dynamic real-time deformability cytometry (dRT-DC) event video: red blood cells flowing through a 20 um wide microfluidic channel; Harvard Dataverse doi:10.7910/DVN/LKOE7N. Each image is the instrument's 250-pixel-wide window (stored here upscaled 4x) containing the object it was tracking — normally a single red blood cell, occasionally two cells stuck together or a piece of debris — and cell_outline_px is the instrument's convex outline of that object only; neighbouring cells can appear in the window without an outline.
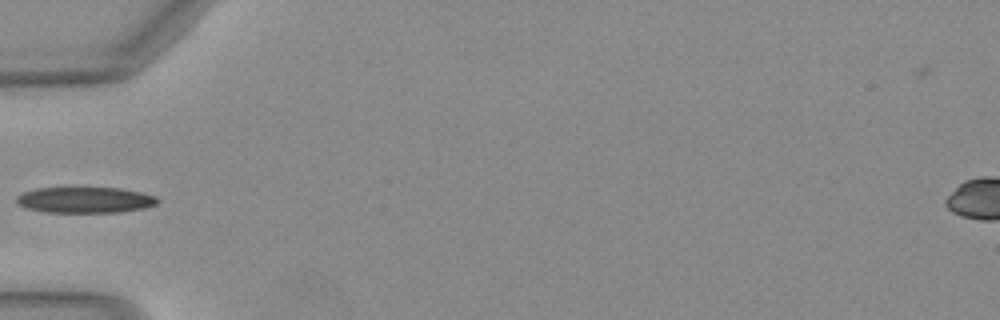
{"species": "Egyptian fruit bat (a non-hibernating species)", "species_latin": "Rousettus aegyptiacus", "temperature_condition": "warm", "stored_images_in_passage": 33, "camera_frame_rate_fps": 3000, "um_per_image_px": 0.085, "animal": {"sex": "female"}, "frame": {"image": 1, "passage_image": 1, "time_ms": 0.0, "image_size_px": [1000, 320], "cell_outline_px": [[160, 200], [156, 204], [144, 208], [120, 212], [44, 212], [24, 208], [16, 204], [16, 196], [24, 192], [36, 188], [76, 184], [120, 188], [140, 192], [156, 196]], "centroid_in_image_um": [7.17, 16.94], "position_along_channel_um": 77.8, "area_um2": 22.6}}
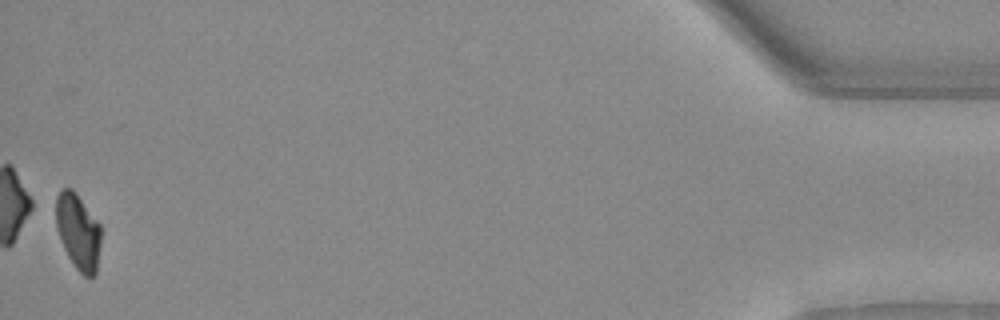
{"frame": {"image": 2, "passage_image": 33, "time_ms": 10.667, "image_size_px": [1000, 320], "cell_outline_px": [[100, 244], [96, 272], [92, 276], [84, 276], [76, 268], [68, 256], [64, 248], [56, 228], [56, 196], [64, 188], [72, 188], [76, 192], [100, 224]], "centroid_in_image_um": [6.63, 19.67], "position_along_channel_um": 428.6, "area_um2": 19.71}}